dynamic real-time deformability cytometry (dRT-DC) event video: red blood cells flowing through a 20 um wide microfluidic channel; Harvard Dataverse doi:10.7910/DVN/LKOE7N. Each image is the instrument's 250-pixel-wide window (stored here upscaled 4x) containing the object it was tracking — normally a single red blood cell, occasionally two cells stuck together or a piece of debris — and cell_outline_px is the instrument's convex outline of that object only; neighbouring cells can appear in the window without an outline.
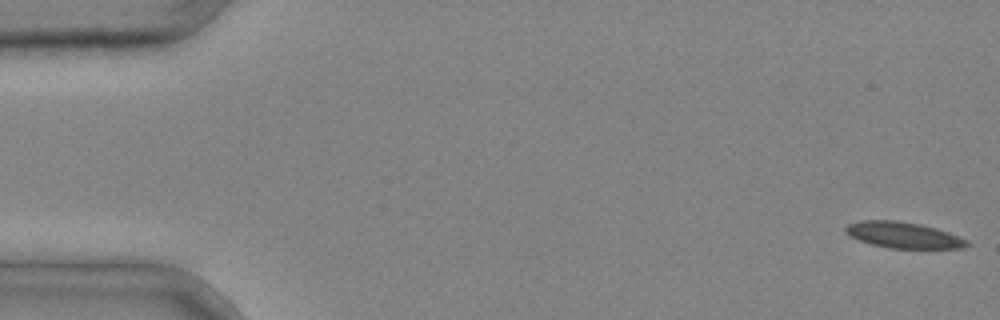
{"species": "common noctule bat (a hibernating species)", "species_latin": "Nyctalus noctula", "temperature_condition": "cold", "stored_images_in_passage": 4, "camera_frame_rate_fps": 3000, "um_per_image_px": 0.085, "animal": {"sex": "male", "body_mass_g": 20.4}, "frame": {"image": 1, "passage_image": 1, "time_ms": 0.0, "image_size_px": [1000, 320], "cell_outline_px": [[972, 244], [964, 248], [892, 248], [872, 244], [860, 240], [844, 232], [844, 228], [848, 224], [860, 220], [896, 220], [920, 224], [936, 228], [948, 232], [968, 240]], "centroid_in_image_um": [76.81, 19.97], "position_along_channel_um": 8.2, "area_um2": 18.38}}
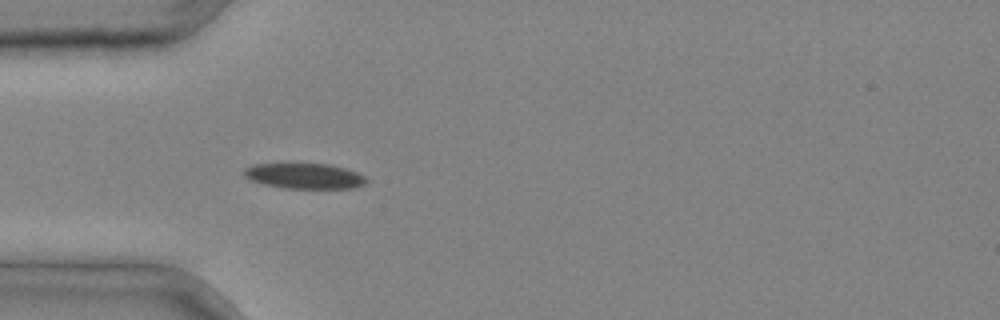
{"frame": {"image": 2, "passage_image": 4, "time_ms": 1.0, "image_size_px": [1000, 320], "cell_outline_px": [[368, 180], [364, 184], [352, 188], [284, 188], [264, 184], [252, 180], [244, 176], [244, 168], [252, 164], [332, 164], [356, 172], [364, 176]], "centroid_in_image_um": [25.87, 14.95], "position_along_channel_um": 59.1, "area_um2": 17.98}}